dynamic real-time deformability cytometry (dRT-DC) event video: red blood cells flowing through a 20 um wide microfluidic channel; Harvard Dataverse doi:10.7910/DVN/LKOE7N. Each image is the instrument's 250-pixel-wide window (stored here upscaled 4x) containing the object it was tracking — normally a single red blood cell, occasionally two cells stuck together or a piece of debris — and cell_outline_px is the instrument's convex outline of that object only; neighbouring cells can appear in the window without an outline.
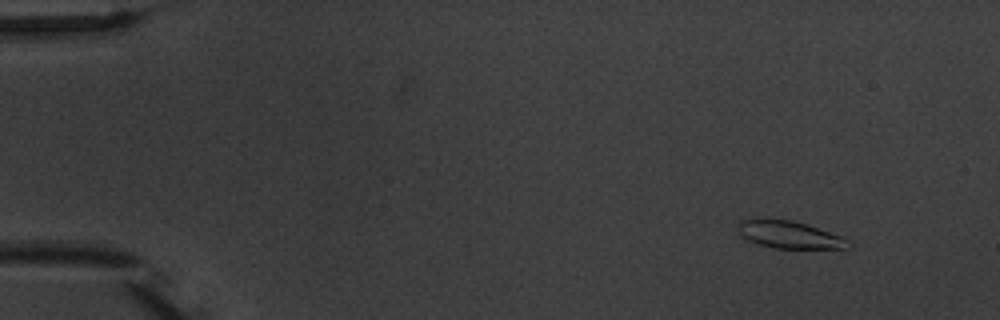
{"species": "common noctule bat (a hibernating species)", "species_latin": "Nyctalus noctula", "temperature_condition": "warm", "stored_images_in_passage": 6, "camera_frame_rate_fps": 3000, "um_per_image_px": 0.085, "animal": {"sex": "male", "body_mass_g": 20.1, "forearm_length_mm": 53.5}, "frame": {"image": 1, "passage_image": 2, "time_ms": 1.0, "image_size_px": [1000, 320], "cell_outline_px": [[848, 248], [772, 248], [744, 240], [740, 236], [736, 228], [736, 224], [740, 220], [792, 220], [808, 224], [840, 236], [844, 240]], "centroid_in_image_um": [66.96, 19.95], "position_along_channel_um": 18.0, "area_um2": 17.28}}
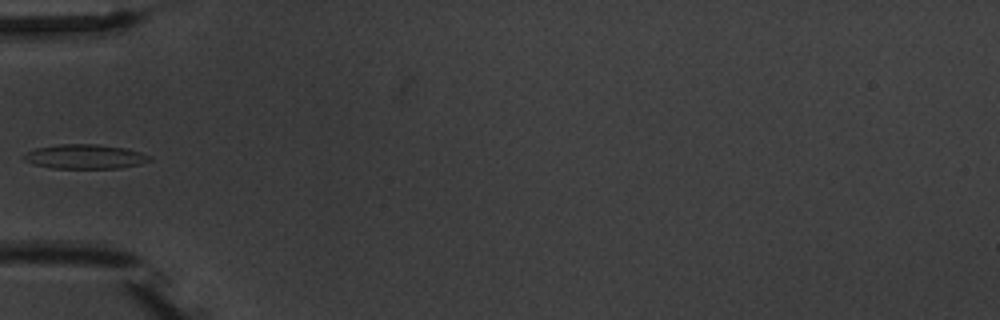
{"frame": {"image": 2, "passage_image": 6, "time_ms": 5.667, "image_size_px": [1000, 320], "cell_outline_px": [[152, 160], [140, 164], [120, 168], [52, 168], [32, 164], [24, 160], [20, 156], [36, 148], [60, 144], [96, 144], [124, 148], [140, 152], [152, 156]], "centroid_in_image_um": [7.22, 13.31], "position_along_channel_um": 77.8, "area_um2": 17.92}}